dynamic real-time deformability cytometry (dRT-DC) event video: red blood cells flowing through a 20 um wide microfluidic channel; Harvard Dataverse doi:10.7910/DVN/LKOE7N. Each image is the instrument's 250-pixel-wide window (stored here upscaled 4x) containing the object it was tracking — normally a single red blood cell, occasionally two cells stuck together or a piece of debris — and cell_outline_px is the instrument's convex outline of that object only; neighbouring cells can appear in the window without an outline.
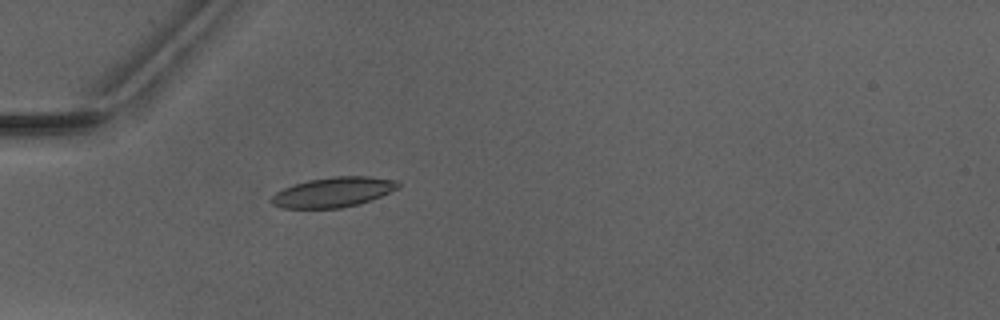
{"species": "Egyptian fruit bat (a non-hibernating species)", "species_latin": "Rousettus aegyptiacus", "temperature_condition": "warm", "stored_images_in_passage": 3, "camera_frame_rate_fps": 3000, "um_per_image_px": 0.085, "animal": {"sex": "male"}, "frame": {"image": 1, "passage_image": 3, "time_ms": 2.333, "image_size_px": [1000, 320], "cell_outline_px": [[400, 188], [360, 204], [340, 208], [280, 208], [272, 204], [268, 200], [276, 192], [292, 184], [308, 180], [332, 176], [368, 176], [396, 180], [400, 184]], "centroid_in_image_um": [28.31, 16.33], "position_along_channel_um": 56.7, "area_um2": 22.31}}